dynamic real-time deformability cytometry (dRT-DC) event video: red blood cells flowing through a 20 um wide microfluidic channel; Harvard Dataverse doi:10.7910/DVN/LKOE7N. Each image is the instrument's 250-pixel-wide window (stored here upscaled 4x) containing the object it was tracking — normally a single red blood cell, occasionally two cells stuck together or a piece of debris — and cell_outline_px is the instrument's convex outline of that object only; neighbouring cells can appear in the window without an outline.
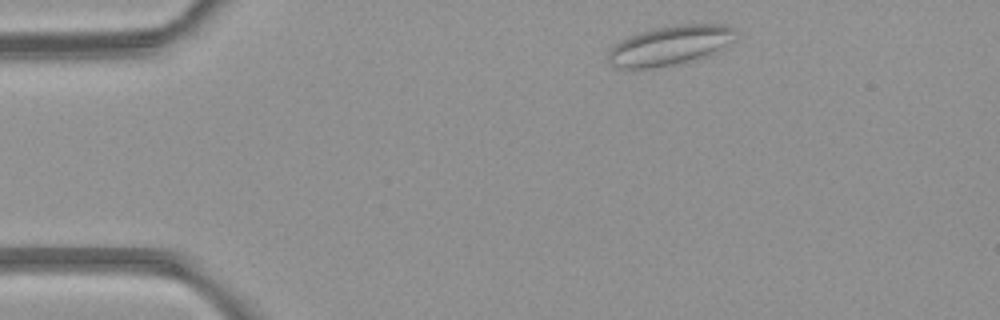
{"species": "common noctule bat (a hibernating species)", "species_latin": "Nyctalus noctula", "temperature_condition": "room temperature", "stored_images_in_passage": 5, "camera_frame_rate_fps": 3000, "um_per_image_px": 0.085, "animal": {"sex": "female", "body_mass_g": 21.9}, "frame": {"image": 1, "passage_image": 1, "time_ms": 0.0, "image_size_px": [1000, 320], "cell_outline_px": [[736, 28], [732, 40], [716, 52], [696, 60], [652, 68], [620, 68], [612, 64], [608, 60], [608, 52], [620, 40], [636, 32], [652, 28], [676, 24], [724, 24]], "centroid_in_image_um": [56.94, 3.84], "position_along_channel_um": 28.1, "area_um2": 29.36}}